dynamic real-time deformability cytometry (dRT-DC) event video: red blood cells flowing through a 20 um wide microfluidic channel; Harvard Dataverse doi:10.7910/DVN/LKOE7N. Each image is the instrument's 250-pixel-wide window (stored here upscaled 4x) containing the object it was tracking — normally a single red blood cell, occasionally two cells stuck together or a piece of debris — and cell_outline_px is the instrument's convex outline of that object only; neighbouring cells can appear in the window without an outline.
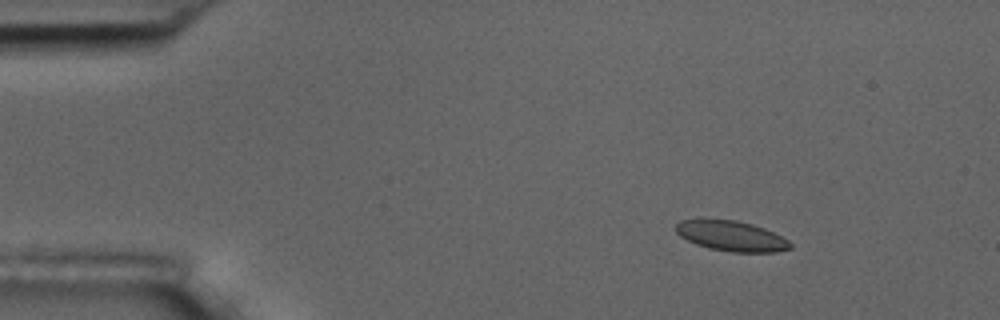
{"species": "common noctule bat (a hibernating species)", "species_latin": "Nyctalus noctula", "temperature_condition": "room temperature", "stored_images_in_passage": 5, "camera_frame_rate_fps": 3000, "um_per_image_px": 0.085, "animal": {"sex": "male", "body_mass_g": 17.5, "forearm_length_mm": 52.3}, "frame": {"image": 1, "passage_image": 3, "time_ms": 2.333, "image_size_px": [1000, 320], "cell_outline_px": [[792, 248], [776, 252], [732, 252], [708, 248], [696, 244], [680, 236], [676, 232], [676, 224], [680, 220], [700, 216], [736, 220], [752, 224], [764, 228], [788, 240], [792, 244]], "centroid_in_image_um": [62.09, 20.01], "position_along_channel_um": 22.9, "area_um2": 20.75}}